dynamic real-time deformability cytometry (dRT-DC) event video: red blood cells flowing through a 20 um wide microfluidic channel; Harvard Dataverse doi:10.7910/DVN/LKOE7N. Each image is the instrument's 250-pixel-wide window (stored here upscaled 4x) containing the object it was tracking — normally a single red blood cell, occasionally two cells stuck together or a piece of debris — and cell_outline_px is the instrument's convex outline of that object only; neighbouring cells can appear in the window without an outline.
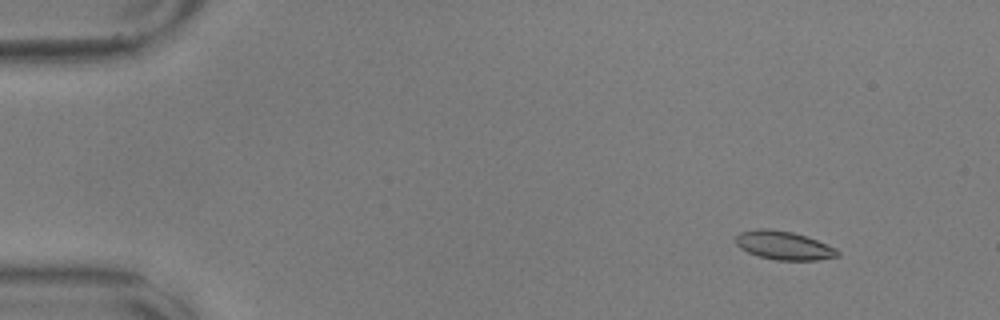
{"species": "common noctule bat (a hibernating species)", "species_latin": "Nyctalus noctula", "temperature_condition": "warm", "stored_images_in_passage": 52, "camera_frame_rate_fps": 3000, "um_per_image_px": 0.085, "animal": {"sex": "male", "body_mass_g": 17.9, "forearm_length_mm": 54.2}, "frame": {"image": 1, "passage_image": 1, "time_ms": 0.0, "image_size_px": [1000, 320], "cell_outline_px": [[840, 256], [816, 260], [776, 260], [760, 256], [748, 252], [740, 248], [736, 244], [736, 236], [740, 232], [760, 228], [768, 228], [792, 232], [816, 240], [836, 248], [840, 252]], "centroid_in_image_um": [66.62, 20.86], "position_along_channel_um": 18.4, "area_um2": 16.82}}
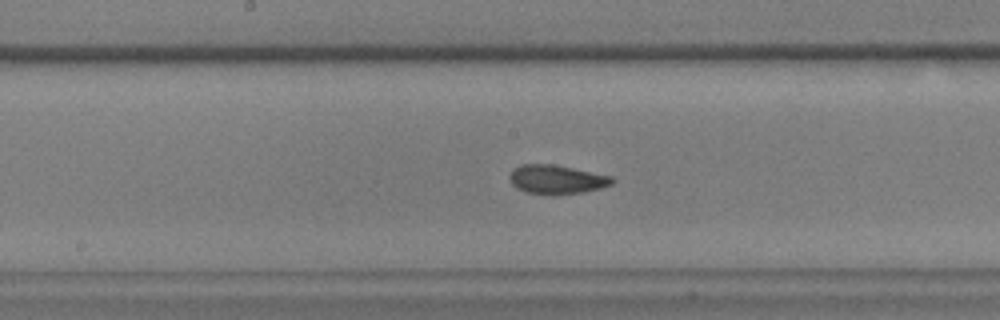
{"frame": {"image": 2, "passage_image": 25, "time_ms": 8.0, "image_size_px": [1000, 320], "cell_outline_px": [[616, 180], [612, 184], [600, 188], [584, 192], [556, 196], [552, 196], [528, 192], [516, 188], [512, 184], [508, 176], [512, 168], [520, 164], [552, 164], [612, 176]], "centroid_in_image_um": [47.29, 15.26], "position_along_channel_um": 200.9, "area_um2": 17.63}}
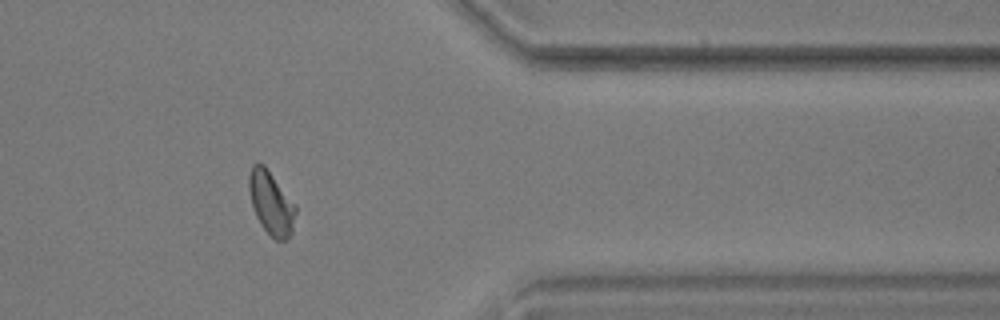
{"frame": {"image": 3, "passage_image": 42, "time_ms": 13.667, "image_size_px": [1000, 320], "cell_outline_px": [[296, 212], [292, 232], [284, 240], [276, 240], [260, 224], [256, 216], [252, 204], [248, 188], [248, 176], [252, 164], [256, 160], [264, 164], [296, 204]], "centroid_in_image_um": [23.03, 17.19], "position_along_channel_um": 388.4, "area_um2": 17.34}, "authors_computed_cell_mechanics": {"area_um2": 17.0799, "velocity_mm_per_s": 3.5691, "shape_relaxation_time_tau1_ms": 5.851, "shape_relaxation_time_tau2_ms": 1.6924, "deformation_change_tau1": 0.1232, "deformation_change_tau2": 0.0697}}